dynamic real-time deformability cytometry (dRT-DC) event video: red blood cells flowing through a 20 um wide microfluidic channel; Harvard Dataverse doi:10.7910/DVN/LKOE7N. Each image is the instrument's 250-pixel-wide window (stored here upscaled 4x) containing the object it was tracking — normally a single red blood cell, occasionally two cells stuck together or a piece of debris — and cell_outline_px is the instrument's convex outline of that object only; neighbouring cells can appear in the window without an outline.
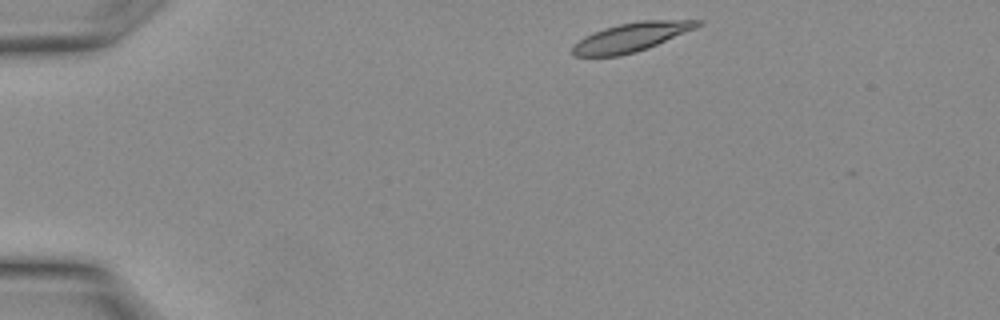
{"species": "Egyptian fruit bat (a non-hibernating species)", "species_latin": "Rousettus aegyptiacus", "temperature_condition": "warm", "stored_images_in_passage": 9, "camera_frame_rate_fps": 3000, "um_per_image_px": 0.085, "animal": {"sex": "female"}, "frame": {"image": 1, "passage_image": 1, "time_ms": 0.0, "image_size_px": [1000, 320], "cell_outline_px": [[704, 20], [696, 28], [648, 48], [636, 52], [620, 56], [576, 56], [572, 52], [572, 44], [584, 36], [604, 28], [620, 24], [640, 20]], "centroid_in_image_um": [53.63, 3.16], "position_along_channel_um": 31.4, "area_um2": 20.98}}
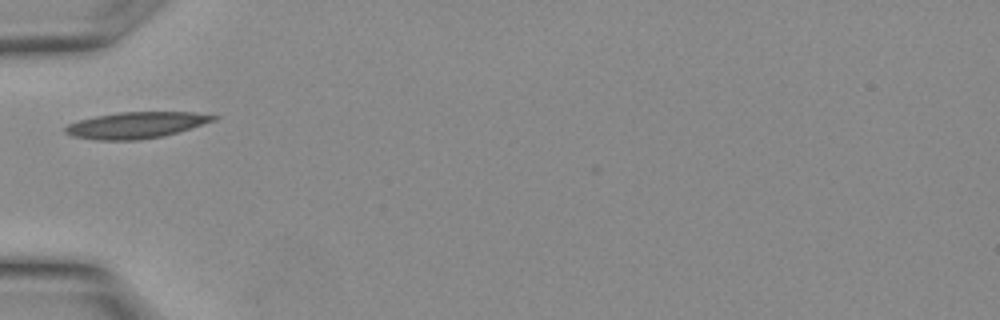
{"frame": {"image": 2, "passage_image": 6, "time_ms": 1.667, "image_size_px": [1000, 320], "cell_outline_px": [[220, 116], [216, 120], [164, 136], [140, 140], [96, 140], [72, 136], [64, 132], [64, 128], [68, 124], [76, 120], [96, 116], [120, 112], [196, 112]], "centroid_in_image_um": [11.55, 10.63], "position_along_channel_um": 73.4, "area_um2": 22.83}}
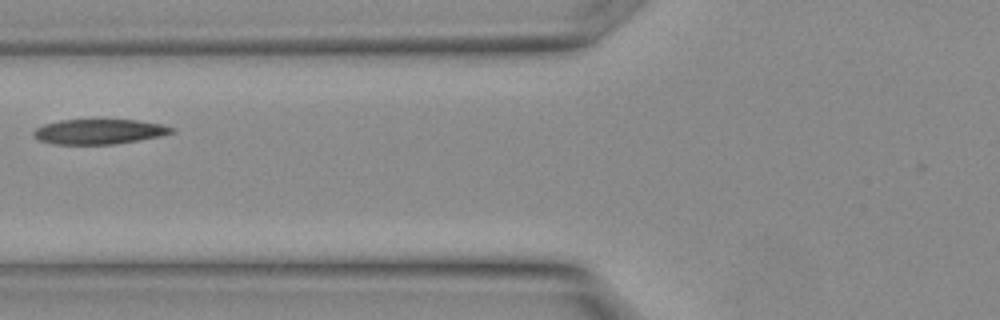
{"frame": {"image": 3, "passage_image": 8, "time_ms": 2.333, "image_size_px": [1000, 320], "cell_outline_px": [[176, 132], [160, 136], [112, 144], [56, 144], [40, 140], [32, 136], [32, 132], [36, 128], [44, 124], [60, 120], [136, 120], [160, 124], [176, 128]], "centroid_in_image_um": [8.42, 11.18], "position_along_channel_um": 117.4, "area_um2": 19.94}}